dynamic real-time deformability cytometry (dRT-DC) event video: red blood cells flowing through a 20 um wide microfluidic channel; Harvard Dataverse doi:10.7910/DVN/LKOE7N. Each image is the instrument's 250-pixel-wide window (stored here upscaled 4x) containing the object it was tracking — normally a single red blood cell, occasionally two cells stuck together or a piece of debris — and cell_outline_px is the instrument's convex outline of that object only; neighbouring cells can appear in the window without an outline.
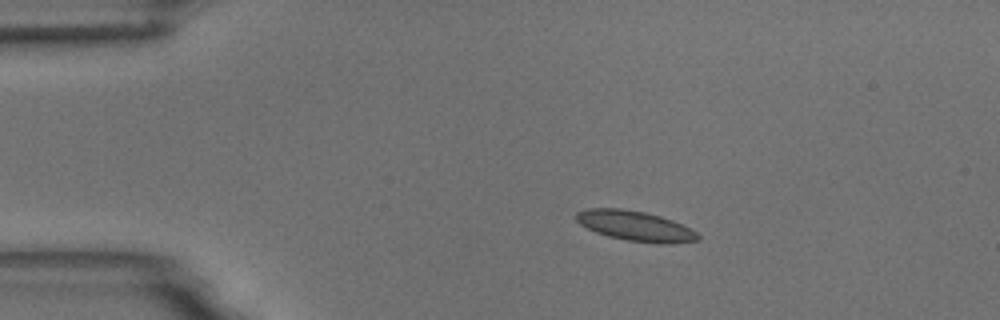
{"species": "common noctule bat (a hibernating species)", "species_latin": "Nyctalus noctula", "temperature_condition": "room temperature", "stored_images_in_passage": 46, "camera_frame_rate_fps": 3000, "um_per_image_px": 0.085, "animal": {"sex": "male", "body_mass_g": 18.8}, "frame": {"image": 1, "passage_image": 1, "time_ms": 0.0, "image_size_px": [1000, 320], "cell_outline_px": [[700, 240], [668, 244], [660, 244], [628, 240], [608, 236], [596, 232], [580, 224], [576, 220], [576, 212], [588, 208], [620, 208], [644, 212], [660, 216], [672, 220], [696, 232], [700, 236]], "centroid_in_image_um": [53.99, 19.21], "position_along_channel_um": 31.0, "area_um2": 21.15}}
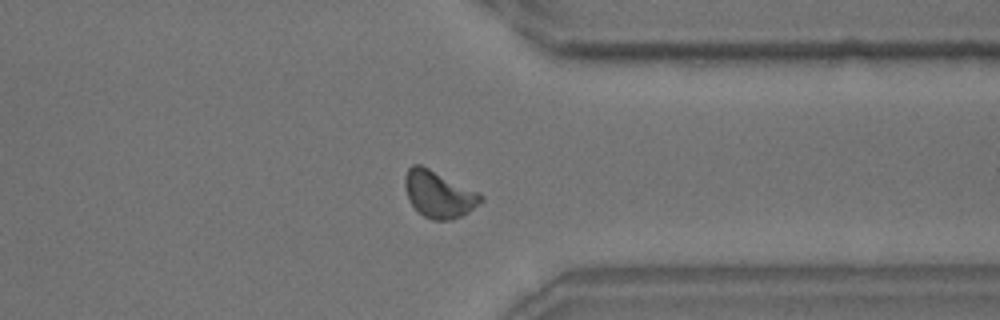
{"frame": {"image": 2, "passage_image": 34, "time_ms": 11.0, "image_size_px": [1000, 320], "cell_outline_px": [[484, 200], [480, 204], [468, 212], [452, 220], [432, 220], [424, 216], [408, 200], [404, 184], [404, 176], [408, 168], [412, 164], [420, 164], [480, 192], [484, 196]], "centroid_in_image_um": [37.31, 16.5], "position_along_channel_um": 374.1, "area_um2": 20.81}}
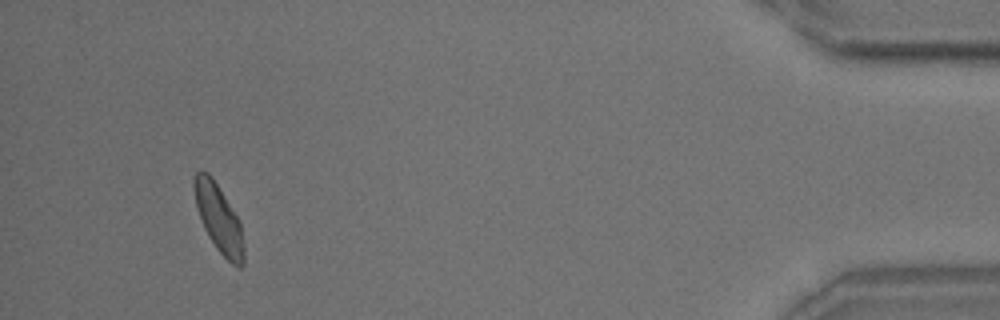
{"frame": {"image": 3, "passage_image": 43, "time_ms": 14.0, "image_size_px": [1000, 320], "cell_outline_px": [[244, 264], [240, 268], [232, 264], [216, 248], [208, 236], [204, 228], [196, 208], [192, 188], [192, 180], [196, 172], [208, 172], [240, 220], [244, 244]], "centroid_in_image_um": [18.58, 18.59], "position_along_channel_um": 416.6, "area_um2": 19.65}, "authors_computed_cell_mechanics": {"area_um2": 19.7098, "velocity_mm_per_s": 3.6131, "shape_relaxation_time_tau1_ms": 6.0459, "shape_relaxation_time_tau2_ms": 2.1127, "deformation_change_tau1": 0.1397, "deformation_change_tau2": 0.0603}}